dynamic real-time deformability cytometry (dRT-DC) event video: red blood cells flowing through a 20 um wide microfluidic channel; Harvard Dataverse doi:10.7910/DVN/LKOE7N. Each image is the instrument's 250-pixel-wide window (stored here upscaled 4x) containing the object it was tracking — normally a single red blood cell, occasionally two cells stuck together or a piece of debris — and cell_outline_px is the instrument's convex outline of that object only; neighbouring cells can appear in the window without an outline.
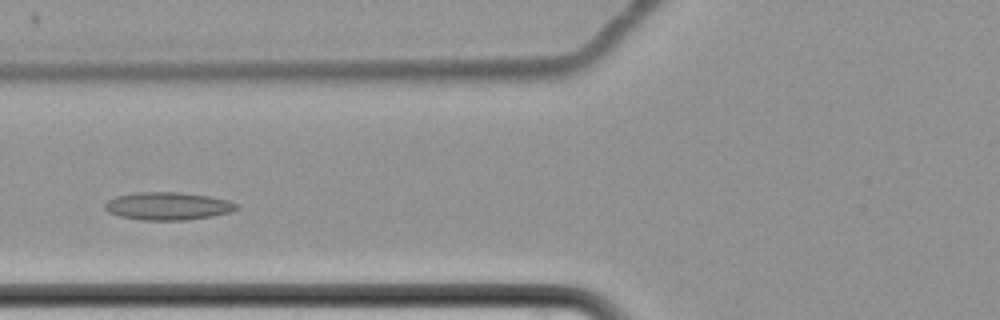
{"species": "common noctule bat (a hibernating species)", "species_latin": "Nyctalus noctula", "temperature_condition": "cold", "stored_images_in_passage": 55, "camera_frame_rate_fps": 3000, "um_per_image_px": 0.085, "animal": {"sex": "female", "body_mass_g": 22.7, "forearm_length_mm": 54.2}, "frame": {"image": 1, "passage_image": 19, "time_ms": 6.0, "image_size_px": [1000, 320], "cell_outline_px": [[240, 208], [232, 212], [212, 216], [184, 220], [140, 220], [120, 216], [108, 212], [104, 208], [104, 204], [108, 200], [116, 196], [136, 192], [180, 192], [208, 196], [228, 200], [240, 204]], "centroid_in_image_um": [14.29, 17.51], "position_along_channel_um": 111.5, "area_um2": 21.5}}
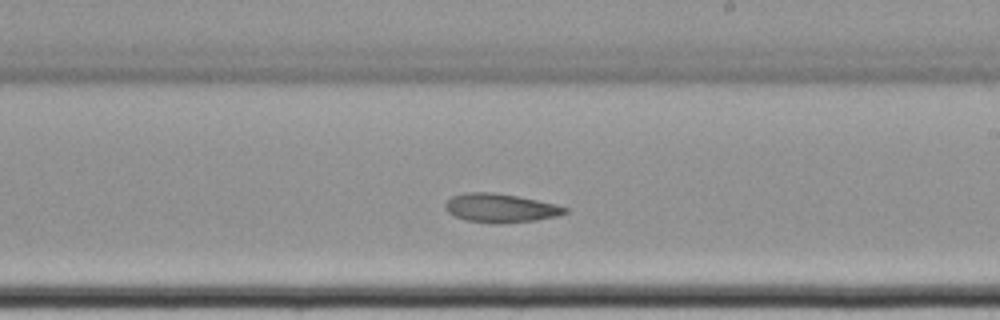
{"frame": {"image": 2, "passage_image": 31, "time_ms": 10.0, "image_size_px": [1000, 320], "cell_outline_px": [[568, 212], [556, 216], [536, 220], [500, 224], [492, 224], [464, 220], [448, 212], [444, 208], [444, 204], [452, 196], [468, 192], [492, 192], [516, 196], [556, 204], [568, 208]], "centroid_in_image_um": [42.52, 17.69], "position_along_channel_um": 246.5, "area_um2": 20.11}}
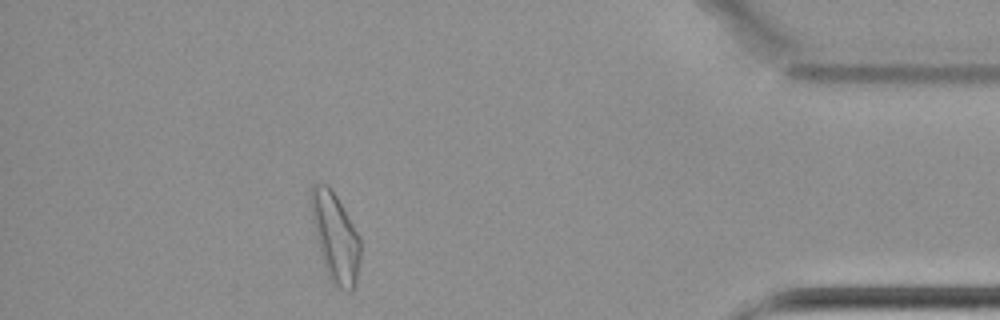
{"frame": {"image": 3, "passage_image": 49, "time_ms": 16.0, "image_size_px": [1000, 320], "cell_outline_px": [[360, 260], [356, 284], [352, 292], [348, 292], [332, 284], [328, 276], [320, 252], [312, 220], [308, 196], [312, 184], [328, 184], [336, 196], [360, 236]], "centroid_in_image_um": [28.49, 20.17], "position_along_channel_um": 406.7, "area_um2": 25.72}}